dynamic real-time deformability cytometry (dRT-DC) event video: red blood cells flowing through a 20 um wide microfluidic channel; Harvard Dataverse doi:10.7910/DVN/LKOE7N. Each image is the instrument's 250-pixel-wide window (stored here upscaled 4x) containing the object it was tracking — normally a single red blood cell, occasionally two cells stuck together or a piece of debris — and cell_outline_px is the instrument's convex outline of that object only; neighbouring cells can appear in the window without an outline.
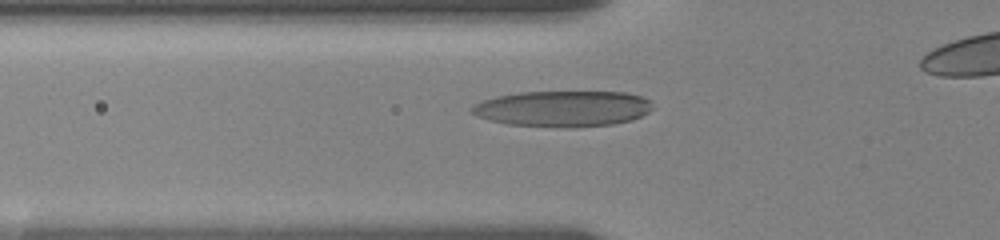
{"species": "human", "species_latin": "Homo sapiens", "temperature_condition": "room temperature", "stored_images_in_passage": 26, "camera_frame_rate_fps": 3000, "um_per_image_px": 0.085, "donor": {"sex": "female"}, "frame": {"image": 1, "passage_image": 16, "time_ms": 6.667, "image_size_px": [1000, 240], "cell_outline_px": [[652, 108], [648, 112], [632, 120], [612, 124], [572, 128], [508, 124], [488, 120], [476, 116], [468, 108], [472, 104], [496, 96], [520, 92], [628, 92], [652, 100]], "centroid_in_image_um": [47.83, 9.23], "position_along_channel_um": 78.0, "area_um2": 38.09}}
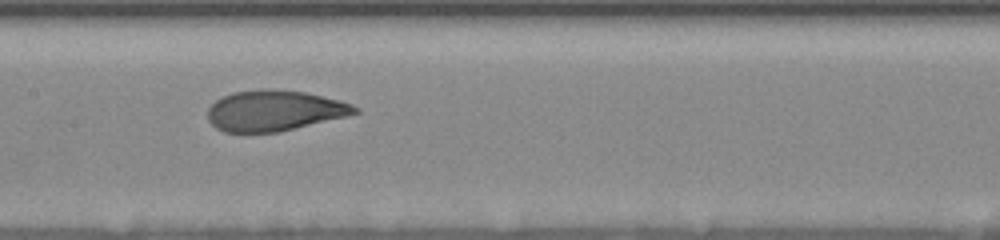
{"frame": {"image": 2, "passage_image": 23, "time_ms": 9.667, "image_size_px": [1000, 240], "cell_outline_px": [[360, 112], [348, 116], [280, 132], [224, 132], [216, 128], [208, 120], [208, 108], [216, 100], [232, 92], [264, 88], [268, 88], [304, 92], [352, 104], [360, 108]], "centroid_in_image_um": [23.32, 9.41], "position_along_channel_um": 184.1, "area_um2": 34.91}}
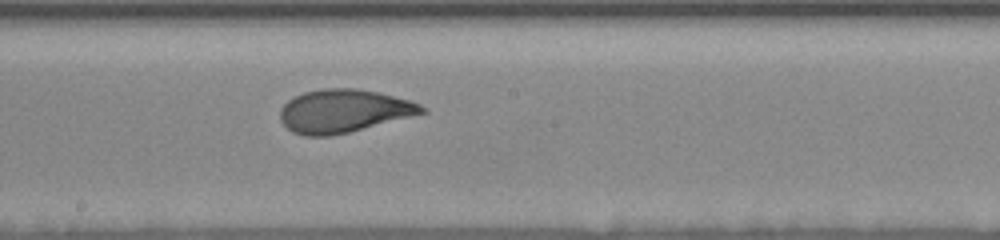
{"frame": {"image": 3, "passage_image": 26, "time_ms": 10.667, "image_size_px": [1000, 240], "cell_outline_px": [[428, 112], [348, 132], [328, 136], [304, 136], [292, 132], [280, 120], [280, 108], [288, 100], [304, 92], [324, 88], [356, 88], [380, 92], [408, 100], [420, 104], [428, 108]], "centroid_in_image_um": [29.21, 9.43], "position_along_channel_um": 219.0, "area_um2": 35.55}}